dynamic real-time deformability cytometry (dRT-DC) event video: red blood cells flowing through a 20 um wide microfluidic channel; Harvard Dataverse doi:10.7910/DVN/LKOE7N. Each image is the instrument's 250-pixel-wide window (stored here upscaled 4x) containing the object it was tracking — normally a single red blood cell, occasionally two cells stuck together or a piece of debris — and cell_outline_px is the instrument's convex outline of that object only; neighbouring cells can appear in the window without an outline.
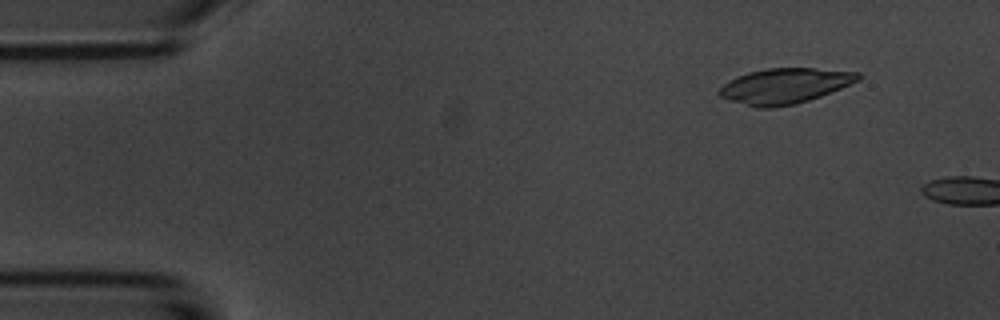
{"species": "common noctule bat (a hibernating species)", "species_latin": "Nyctalus noctula", "temperature_condition": "room temperature", "stored_images_in_passage": 6, "camera_frame_rate_fps": 3000, "um_per_image_px": 0.085, "animal": {"sex": "male", "body_mass_g": 20.1, "forearm_length_mm": 53.5}, "frame": {"image": 1, "passage_image": 2, "time_ms": 1.0, "image_size_px": [1000, 320], "cell_outline_px": [[860, 80], [820, 96], [796, 104], [768, 108], [756, 108], [728, 100], [720, 96], [716, 92], [724, 84], [736, 76], [748, 72], [768, 68], [816, 68], [860, 72]], "centroid_in_image_um": [66.68, 7.3], "position_along_channel_um": 18.3, "area_um2": 28.61}}